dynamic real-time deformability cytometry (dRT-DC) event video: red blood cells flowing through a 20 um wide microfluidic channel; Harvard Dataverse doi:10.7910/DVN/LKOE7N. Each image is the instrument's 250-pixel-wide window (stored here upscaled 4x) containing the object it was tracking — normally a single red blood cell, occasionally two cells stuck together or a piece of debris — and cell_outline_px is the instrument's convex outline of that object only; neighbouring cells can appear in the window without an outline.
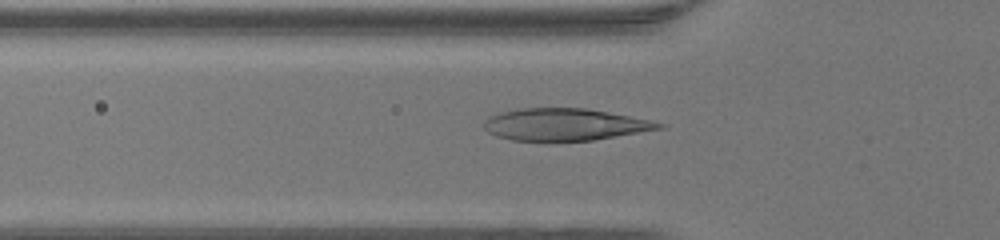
{"species": "human", "species_latin": "Homo sapiens", "temperature_condition": "warm", "stored_images_in_passage": 47, "camera_frame_rate_fps": 3000, "um_per_image_px": 0.085, "donor": {"sex": "female"}, "frame": {"image": 1, "passage_image": 16, "time_ms": 5.0, "image_size_px": [1000, 240], "cell_outline_px": [[668, 124], [664, 128], [592, 140], [512, 140], [496, 136], [488, 132], [484, 128], [484, 120], [488, 116], [500, 112], [516, 108], [584, 108], [608, 112]], "centroid_in_image_um": [47.96, 10.57], "position_along_channel_um": 77.8, "area_um2": 32.43}}
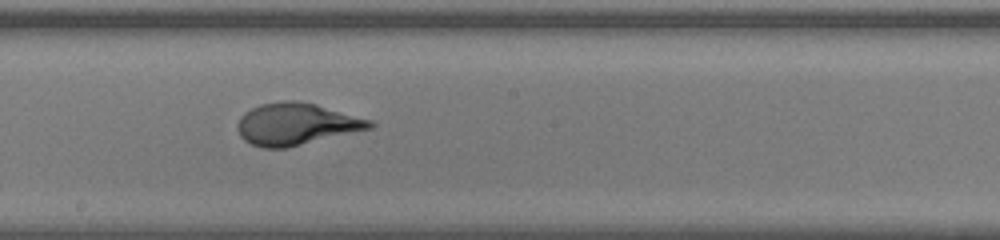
{"frame": {"image": 2, "passage_image": 26, "time_ms": 8.333, "image_size_px": [1000, 240], "cell_outline_px": [[376, 124], [372, 128], [288, 148], [260, 148], [244, 140], [240, 136], [236, 128], [236, 124], [240, 116], [244, 112], [260, 104], [284, 100], [296, 100], [316, 104], [372, 120]], "centroid_in_image_um": [25.16, 10.55], "position_along_channel_um": 223.0, "area_um2": 32.6}}
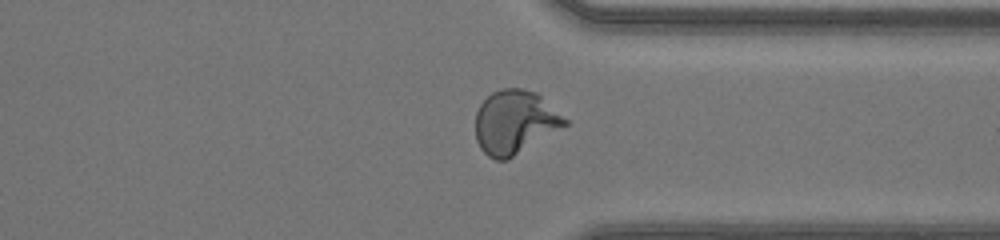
{"frame": {"image": 3, "passage_image": 36, "time_ms": 11.667, "image_size_px": [1000, 240], "cell_outline_px": [[568, 124], [508, 160], [496, 160], [488, 156], [480, 148], [476, 140], [476, 112], [480, 104], [492, 92], [500, 88], [520, 88], [536, 92], [568, 120]], "centroid_in_image_um": [43.74, 10.38], "position_along_channel_um": 367.7, "area_um2": 33.06}, "authors_computed_cell_mechanics": {"area_um2": 32.8304, "velocity_mm_per_s": 4.3519, "shape_relaxation_time_tau1_ms": 4.5541, "shape_relaxation_time_tau2_ms": null, "deformation_change_tau1": 0.2625, "deformation_change_tau2": null}}